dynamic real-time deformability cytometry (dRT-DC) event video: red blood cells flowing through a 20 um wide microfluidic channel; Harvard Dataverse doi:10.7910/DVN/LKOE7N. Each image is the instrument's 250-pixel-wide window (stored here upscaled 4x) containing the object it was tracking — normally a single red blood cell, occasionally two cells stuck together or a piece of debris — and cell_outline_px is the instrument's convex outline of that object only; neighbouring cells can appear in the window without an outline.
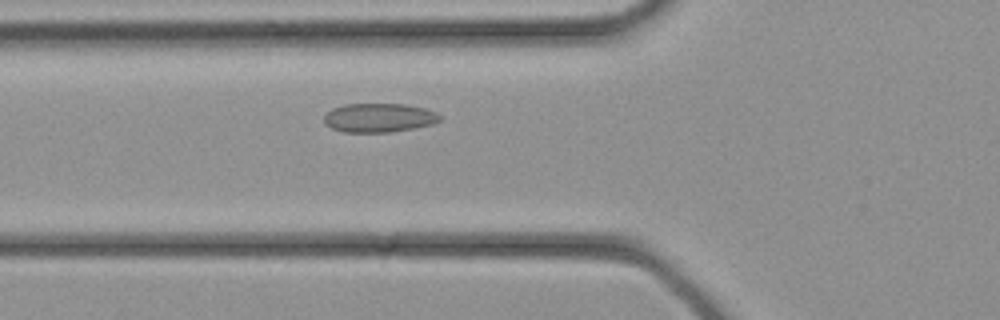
{"species": "common noctule bat (a hibernating species)", "species_latin": "Nyctalus noctula", "temperature_condition": "cold", "stored_images_in_passage": 13, "camera_frame_rate_fps": 3000, "um_per_image_px": 0.085, "animal": {"sex": "female", "body_mass_g": 21.9}, "frame": {"image": 1, "passage_image": 8, "time_ms": 2.333, "image_size_px": [1000, 320], "cell_outline_px": [[444, 116], [440, 120], [432, 124], [412, 128], [388, 132], [344, 132], [332, 128], [324, 124], [324, 116], [332, 108], [344, 104], [404, 104], [424, 108], [436, 112]], "centroid_in_image_um": [32.21, 10.0], "position_along_channel_um": 93.6, "area_um2": 19.54}}
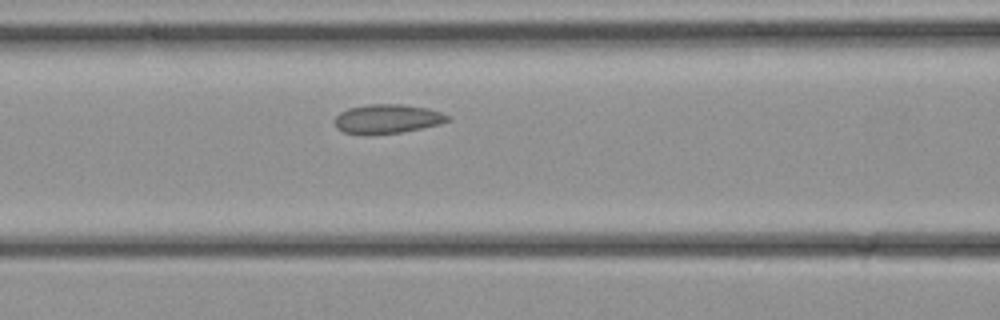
{"frame": {"image": 2, "passage_image": 10, "time_ms": 3.0, "image_size_px": [1000, 320], "cell_outline_px": [[452, 120], [440, 124], [400, 132], [368, 136], [344, 132], [336, 128], [332, 120], [340, 112], [348, 108], [368, 104], [404, 104], [428, 108], [440, 112], [448, 116]], "centroid_in_image_um": [32.87, 10.11], "position_along_channel_um": 133.7, "area_um2": 19.54}}
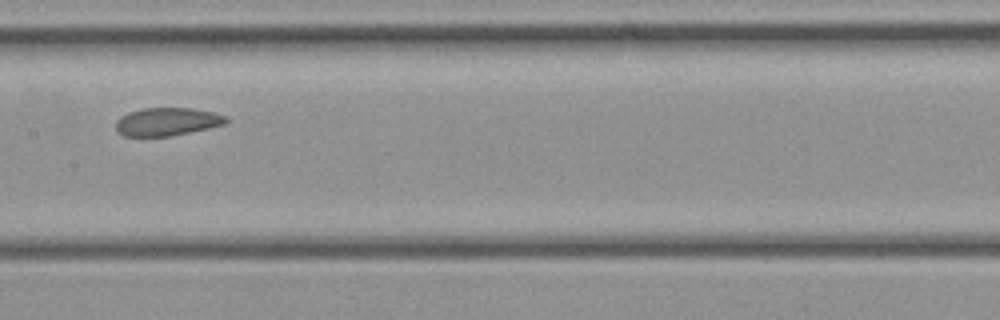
{"frame": {"image": 3, "passage_image": 13, "time_ms": 4.0, "image_size_px": [1000, 320], "cell_outline_px": [[228, 120], [224, 124], [208, 128], [172, 136], [124, 136], [116, 132], [116, 120], [120, 116], [128, 112], [144, 108], [192, 108], [212, 112], [224, 116]], "centroid_in_image_um": [14.15, 10.35], "position_along_channel_um": 193.3, "area_um2": 17.98}}